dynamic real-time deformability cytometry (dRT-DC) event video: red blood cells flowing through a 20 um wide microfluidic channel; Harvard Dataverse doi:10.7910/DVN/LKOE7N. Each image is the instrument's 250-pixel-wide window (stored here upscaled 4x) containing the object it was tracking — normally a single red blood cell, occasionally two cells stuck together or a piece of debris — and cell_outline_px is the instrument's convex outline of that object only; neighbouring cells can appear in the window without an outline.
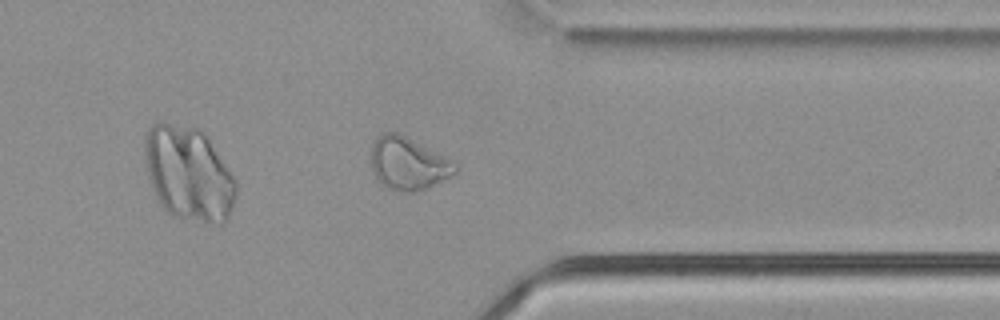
{"species": "common noctule bat (a hibernating species)", "species_latin": "Nyctalus noctula", "temperature_condition": "cold", "stored_images_in_passage": 42, "camera_frame_rate_fps": 3000, "um_per_image_px": 0.085, "animal": {"sex": "male", "body_mass_g": 21.5, "forearm_length_mm": 52.0}, "frame": {"image": 1, "passage_image": 30, "time_ms": 9.667, "image_size_px": [1000, 320], "cell_outline_px": [[456, 172], [452, 176], [428, 188], [416, 192], [400, 192], [388, 188], [372, 172], [372, 144], [376, 136], [384, 132], [400, 132], [444, 156], [456, 164]], "centroid_in_image_um": [34.69, 13.89], "position_along_channel_um": 376.7, "area_um2": 25.84}}